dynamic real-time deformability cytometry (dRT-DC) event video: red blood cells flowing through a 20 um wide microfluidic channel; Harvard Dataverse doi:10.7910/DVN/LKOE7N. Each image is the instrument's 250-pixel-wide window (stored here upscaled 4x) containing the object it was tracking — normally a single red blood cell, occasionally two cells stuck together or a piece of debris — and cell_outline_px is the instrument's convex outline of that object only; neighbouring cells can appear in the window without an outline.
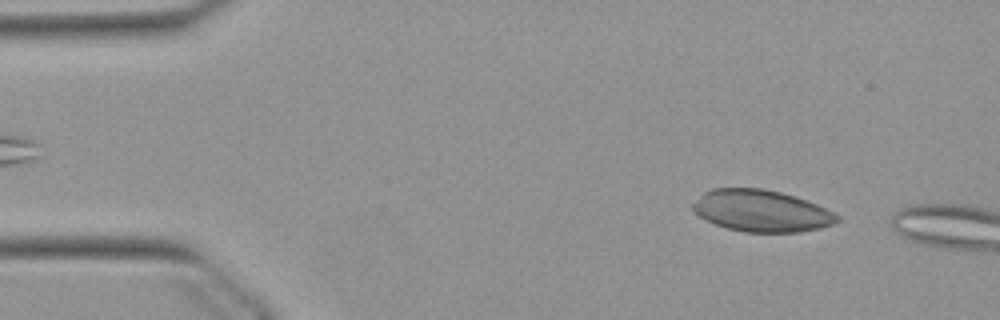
{"species": "Egyptian fruit bat (a non-hibernating species)", "species_latin": "Rousettus aegyptiacus", "temperature_condition": "warm", "stored_images_in_passage": 7, "camera_frame_rate_fps": 3000, "um_per_image_px": 0.085, "animal": {"sex": "female"}, "frame": {"image": 1, "passage_image": 5, "time_ms": 1.333, "image_size_px": [1000, 320], "cell_outline_px": [[840, 220], [832, 224], [820, 228], [800, 232], [744, 232], [728, 228], [716, 224], [692, 212], [692, 204], [704, 192], [712, 188], [760, 188], [780, 192], [796, 196], [816, 204], [840, 216]], "centroid_in_image_um": [64.71, 17.92], "position_along_channel_um": 20.3, "area_um2": 34.97}}